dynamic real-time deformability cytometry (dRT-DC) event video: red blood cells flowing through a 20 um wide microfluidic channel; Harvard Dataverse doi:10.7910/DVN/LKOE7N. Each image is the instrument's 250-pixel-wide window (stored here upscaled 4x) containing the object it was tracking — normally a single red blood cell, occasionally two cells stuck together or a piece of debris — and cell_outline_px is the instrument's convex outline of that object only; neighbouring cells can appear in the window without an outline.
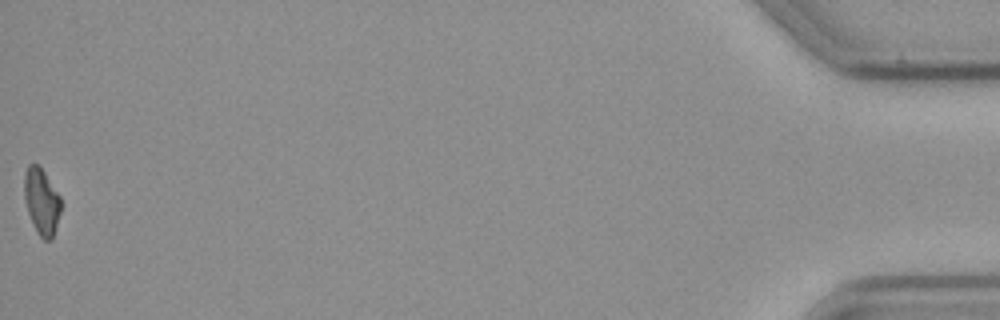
{"species": "common noctule bat (a hibernating species)", "species_latin": "Nyctalus noctula", "temperature_condition": "cold", "stored_images_in_passage": 43, "camera_frame_rate_fps": 3000, "um_per_image_px": 0.085, "animal": {"sex": "male", "body_mass_g": 23.1, "forearm_length_mm": 52.7}, "frame": {"image": 1, "passage_image": 43, "time_ms": 14.0, "image_size_px": [1000, 320], "cell_outline_px": [[60, 212], [52, 240], [44, 240], [36, 232], [28, 212], [24, 200], [24, 172], [28, 164], [36, 164], [44, 172], [60, 196]], "centroid_in_image_um": [3.51, 17.13], "position_along_channel_um": 431.7, "area_um2": 14.05}, "authors_computed_cell_mechanics": {"area_um2": 15.317, "velocity_mm_per_s": 3.555, "shape_relaxation_time_tau1_ms": 2.9646, "shape_relaxation_time_tau2_ms": null, "deformation_change_tau1": 0.1178, "deformation_change_tau2": null}}